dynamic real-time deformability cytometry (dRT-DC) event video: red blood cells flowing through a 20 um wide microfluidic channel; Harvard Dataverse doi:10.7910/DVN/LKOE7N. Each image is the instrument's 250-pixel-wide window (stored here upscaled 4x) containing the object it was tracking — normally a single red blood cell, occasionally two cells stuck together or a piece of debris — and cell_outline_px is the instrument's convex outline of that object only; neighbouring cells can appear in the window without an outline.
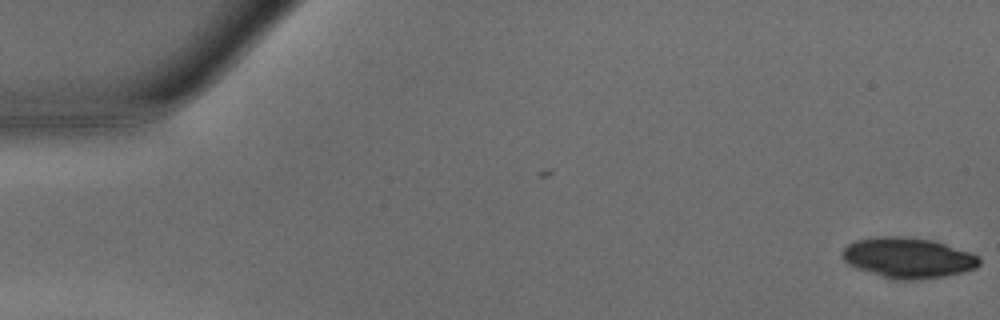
{"species": "common noctule bat (a hibernating species)", "species_latin": "Nyctalus noctula", "temperature_condition": "warm", "stored_images_in_passage": 8, "camera_frame_rate_fps": 3000, "um_per_image_px": 0.085, "animal": {"sex": "male", "body_mass_g": 15.6}, "frame": {"image": 1, "passage_image": 1, "time_ms": 0.0, "image_size_px": [1000, 320], "cell_outline_px": [[980, 264], [976, 268], [964, 272], [944, 276], [912, 280], [896, 280], [856, 268], [848, 264], [844, 260], [840, 252], [848, 244], [856, 240], [876, 236], [900, 236], [932, 240], [980, 256]], "centroid_in_image_um": [77.16, 21.91], "position_along_channel_um": 7.8, "area_um2": 32.19}}